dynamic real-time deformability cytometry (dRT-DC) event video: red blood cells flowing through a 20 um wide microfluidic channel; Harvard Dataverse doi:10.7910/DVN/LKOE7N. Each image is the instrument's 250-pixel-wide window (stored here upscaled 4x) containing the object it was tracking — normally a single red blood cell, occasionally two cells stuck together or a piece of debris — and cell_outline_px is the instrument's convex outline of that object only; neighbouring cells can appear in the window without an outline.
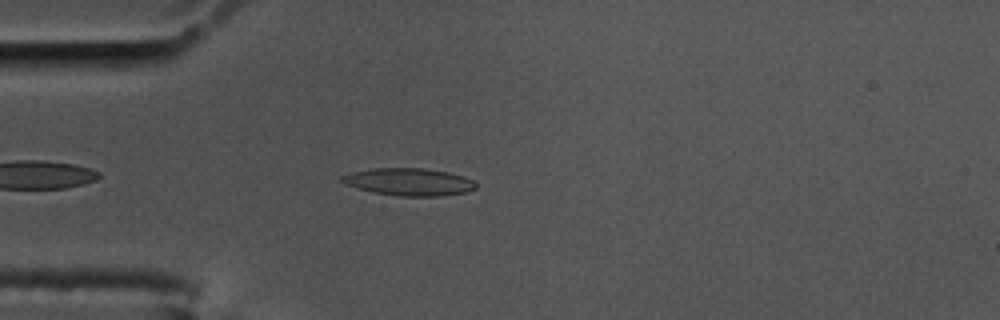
{"species": "common noctule bat (a hibernating species)", "species_latin": "Nyctalus noctula", "temperature_condition": "cold", "stored_images_in_passage": 45, "camera_frame_rate_fps": 3000, "um_per_image_px": 0.085, "animal": {"sex": "male", "body_mass_g": 17.5, "forearm_length_mm": 52.3}, "frame": {"image": 1, "passage_image": 5, "time_ms": 1.333, "image_size_px": [1000, 320], "cell_outline_px": [[476, 188], [468, 192], [440, 196], [400, 196], [372, 192], [344, 184], [336, 180], [340, 176], [352, 172], [372, 168], [424, 168], [448, 172], [464, 176], [472, 180], [476, 184]], "centroid_in_image_um": [34.73, 15.46], "position_along_channel_um": 50.3, "area_um2": 21.62}}
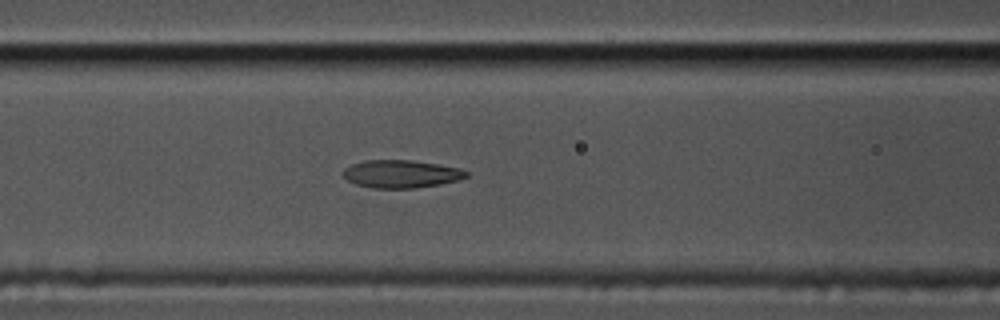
{"frame": {"image": 2, "passage_image": 13, "time_ms": 4.0, "image_size_px": [1000, 320], "cell_outline_px": [[468, 176], [460, 180], [440, 184], [416, 188], [372, 188], [356, 184], [340, 176], [340, 172], [344, 168], [352, 164], [364, 160], [412, 160], [460, 168], [468, 172]], "centroid_in_image_um": [34.06, 14.78], "position_along_channel_um": 132.5, "area_um2": 20.17}}
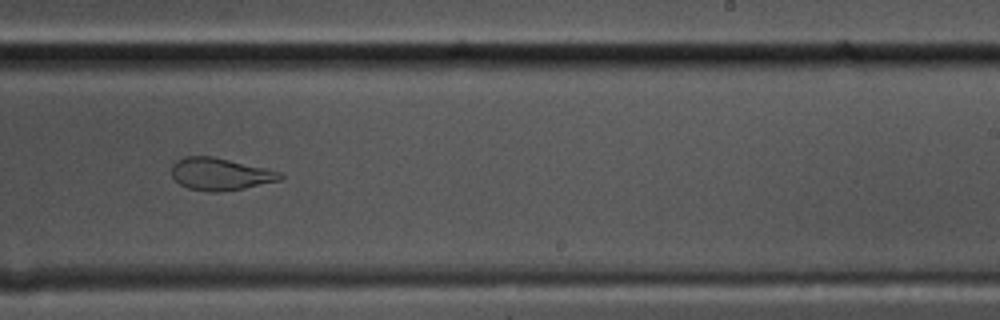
{"frame": {"image": 3, "passage_image": 25, "time_ms": 8.0, "image_size_px": [1000, 320], "cell_outline_px": [[284, 176], [280, 180], [244, 188], [220, 192], [208, 192], [188, 188], [180, 184], [172, 176], [172, 164], [176, 160], [184, 156], [212, 156], [284, 172]], "centroid_in_image_um": [18.72, 14.79], "position_along_channel_um": 270.3, "area_um2": 20.52}, "authors_computed_cell_mechanics": {"area_um2": 20.9236, "velocity_mm_per_s": 3.4528, "shape_relaxation_time_tau1_ms": null, "shape_relaxation_time_tau2_ms": 1.6873, "deformation_change_tau1": null, "deformation_change_tau2": 0.0845}}